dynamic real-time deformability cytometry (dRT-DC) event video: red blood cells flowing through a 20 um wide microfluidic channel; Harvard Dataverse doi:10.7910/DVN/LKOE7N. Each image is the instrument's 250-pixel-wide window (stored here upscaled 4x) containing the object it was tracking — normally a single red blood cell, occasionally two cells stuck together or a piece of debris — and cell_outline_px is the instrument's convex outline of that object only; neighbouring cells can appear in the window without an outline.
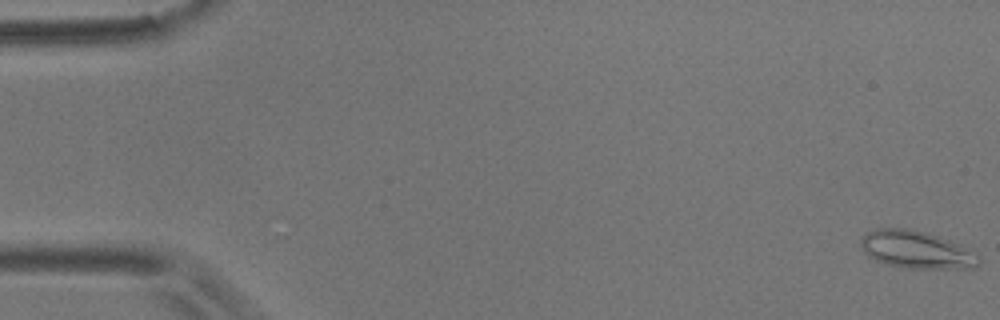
{"species": "common noctule bat (a hibernating species)", "species_latin": "Nyctalus noctula", "temperature_condition": "room temperature", "stored_images_in_passage": 57, "camera_frame_rate_fps": 3000, "um_per_image_px": 0.085, "animal": {"sex": "male", "body_mass_g": 17.9}, "frame": {"image": 1, "passage_image": 1, "time_ms": 0.0, "image_size_px": [1000, 320], "cell_outline_px": [[980, 264], [976, 268], [904, 268], [888, 264], [876, 260], [868, 256], [864, 252], [860, 244], [860, 240], [864, 232], [876, 228], [908, 228], [924, 232], [948, 240], [980, 256]], "centroid_in_image_um": [77.84, 21.22], "position_along_channel_um": 7.2, "area_um2": 25.66}}
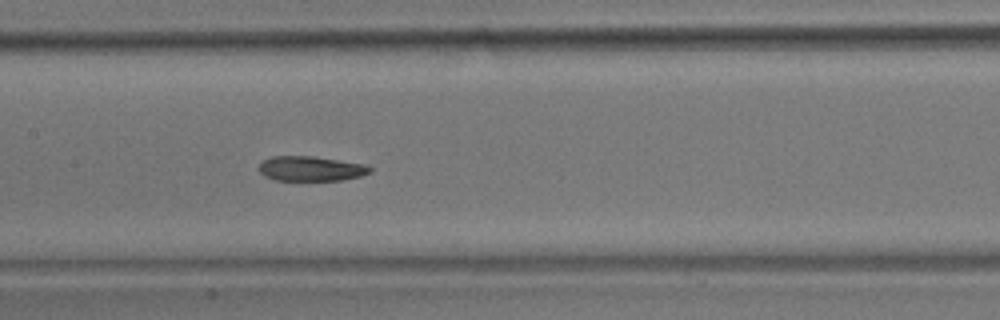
{"frame": {"image": 2, "passage_image": 28, "time_ms": 9.0, "image_size_px": [1000, 320], "cell_outline_px": [[372, 172], [360, 176], [344, 180], [276, 180], [264, 176], [256, 168], [260, 160], [272, 156], [312, 156], [364, 164], [372, 168]], "centroid_in_image_um": [26.36, 14.33], "position_along_channel_um": 181.0, "area_um2": 16.24}}
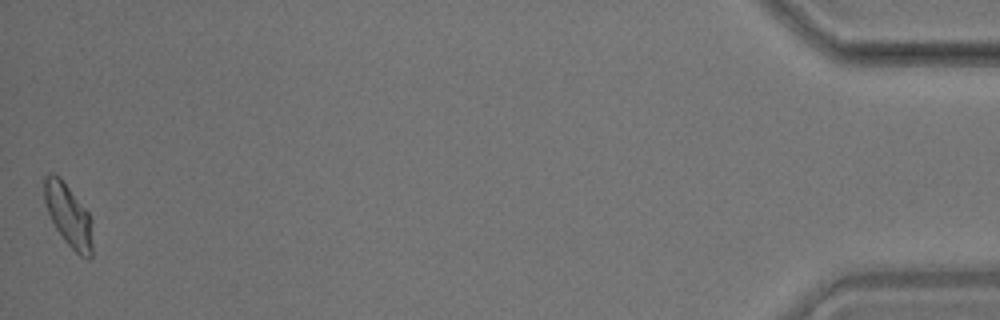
{"frame": {"image": 3, "passage_image": 57, "time_ms": 18.667, "image_size_px": [1000, 320], "cell_outline_px": [[92, 256], [88, 260], [80, 256], [64, 240], [56, 228], [48, 212], [44, 200], [44, 176], [48, 172], [52, 172], [60, 176], [88, 212], [92, 220]], "centroid_in_image_um": [5.82, 18.29], "position_along_channel_um": 429.4, "area_um2": 17.69}, "authors_computed_cell_mechanics": {"area_um2": 17.3978, "velocity_mm_per_s": 3.5291, "shape_relaxation_time_tau1_ms": 8.6654, "shape_relaxation_time_tau2_ms": 3.7737, "deformation_change_tau1": 0.1802, "deformation_change_tau2": 0.08}}